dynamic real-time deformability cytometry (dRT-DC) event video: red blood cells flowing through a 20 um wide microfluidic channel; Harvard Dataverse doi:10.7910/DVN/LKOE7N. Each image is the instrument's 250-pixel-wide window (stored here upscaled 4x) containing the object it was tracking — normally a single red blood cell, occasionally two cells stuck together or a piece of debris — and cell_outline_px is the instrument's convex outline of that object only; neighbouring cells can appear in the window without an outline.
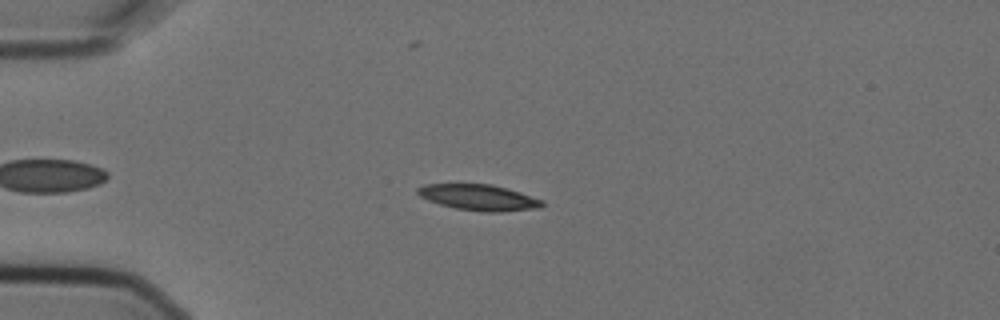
{"species": "Egyptian fruit bat (a non-hibernating species)", "species_latin": "Rousettus aegyptiacus", "temperature_condition": "cold", "stored_images_in_passage": 6, "camera_frame_rate_fps": 3000, "um_per_image_px": 0.085, "animal": {"sex": "female"}, "frame": {"image": 1, "passage_image": 3, "time_ms": 0.667, "image_size_px": [1000, 320], "cell_outline_px": [[544, 204], [540, 208], [500, 212], [484, 212], [456, 208], [440, 204], [428, 200], [420, 196], [416, 192], [416, 188], [424, 184], [492, 184], [520, 192], [544, 200]], "centroid_in_image_um": [40.71, 16.78], "position_along_channel_um": 44.3, "area_um2": 18.84}}
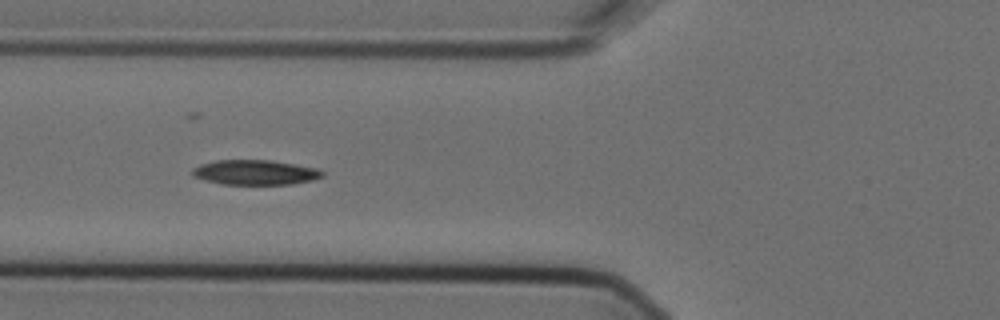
{"frame": {"image": 2, "passage_image": 5, "time_ms": 1.333, "image_size_px": [1000, 320], "cell_outline_px": [[324, 176], [312, 180], [292, 184], [224, 184], [204, 180], [192, 176], [192, 168], [200, 164], [216, 160], [268, 160], [316, 168], [324, 172]], "centroid_in_image_um": [21.66, 14.65], "position_along_channel_um": 104.1, "area_um2": 18.73}}
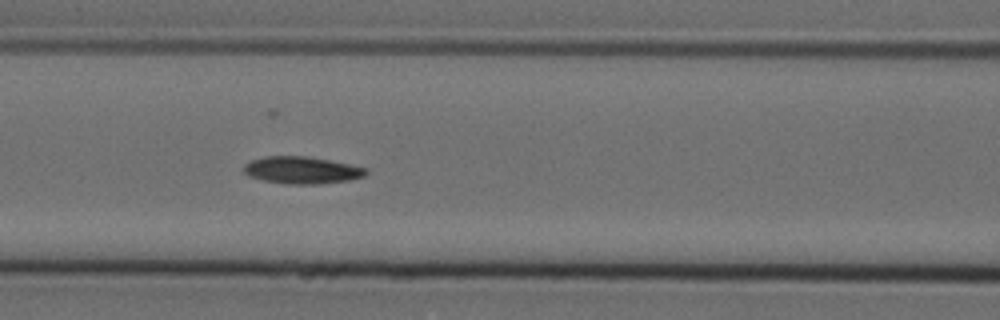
{"frame": {"image": 3, "passage_image": 6, "time_ms": 1.667, "image_size_px": [1000, 320], "cell_outline_px": [[368, 172], [364, 176], [348, 180], [316, 184], [288, 184], [264, 180], [248, 176], [244, 172], [244, 164], [252, 160], [264, 156], [308, 156], [368, 168]], "centroid_in_image_um": [25.64, 14.46], "position_along_channel_um": 141.0, "area_um2": 19.19}}